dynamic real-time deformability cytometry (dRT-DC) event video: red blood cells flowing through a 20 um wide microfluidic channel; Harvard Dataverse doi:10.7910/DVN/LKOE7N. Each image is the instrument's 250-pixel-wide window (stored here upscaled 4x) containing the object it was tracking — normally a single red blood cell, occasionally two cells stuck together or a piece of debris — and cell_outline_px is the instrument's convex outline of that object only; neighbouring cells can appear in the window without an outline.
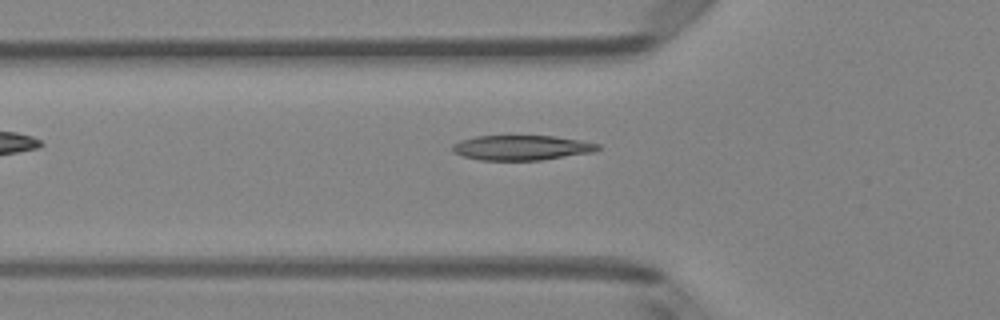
{"species": "Egyptian fruit bat (a non-hibernating species)", "species_latin": "Rousettus aegyptiacus", "temperature_condition": "room temperature", "stored_images_in_passage": 34, "camera_frame_rate_fps": 3000, "um_per_image_px": 0.085, "animal": {"sex": "female"}, "frame": {"image": 1, "passage_image": 2, "time_ms": 0.333, "image_size_px": [1000, 320], "cell_outline_px": [[600, 148], [596, 152], [540, 160], [480, 160], [464, 156], [456, 152], [452, 148], [452, 144], [460, 140], [476, 136], [556, 136], [580, 140], [600, 144]], "centroid_in_image_um": [44.38, 12.55], "position_along_channel_um": 81.4, "area_um2": 21.1}}
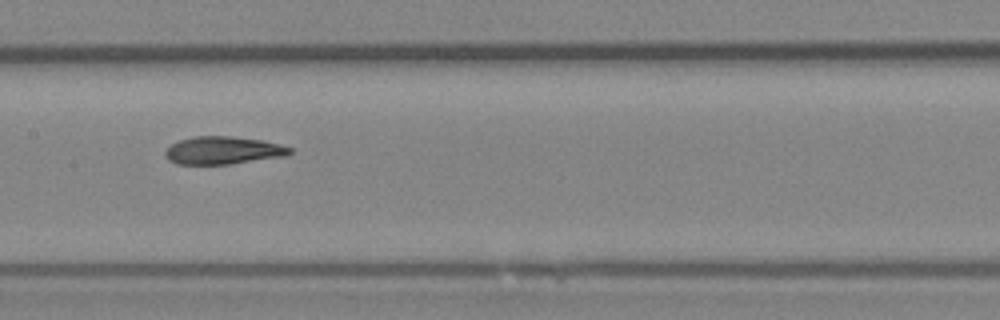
{"frame": {"image": 2, "passage_image": 10, "time_ms": 3.0, "image_size_px": [1000, 320], "cell_outline_px": [[292, 152], [288, 156], [228, 164], [176, 164], [168, 160], [164, 156], [164, 152], [172, 144], [180, 140], [192, 136], [228, 136], [264, 140], [280, 144], [292, 148]], "centroid_in_image_um": [18.98, 12.78], "position_along_channel_um": 188.4, "area_um2": 20.29}}
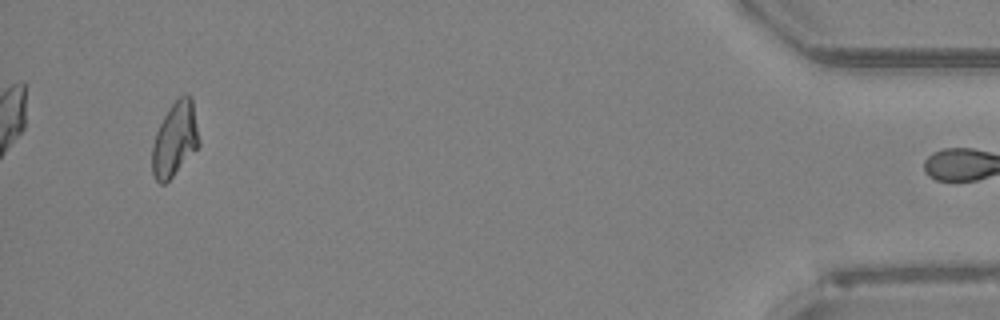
{"frame": {"image": 3, "passage_image": 33, "time_ms": 10.667, "image_size_px": [1000, 320], "cell_outline_px": [[200, 144], [172, 176], [164, 184], [160, 184], [156, 180], [152, 172], [152, 144], [156, 132], [168, 108], [184, 92], [188, 92], [192, 96], [200, 140]], "centroid_in_image_um": [14.87, 11.78], "position_along_channel_um": 420.3, "area_um2": 20.29}, "authors_computed_cell_mechanics": {"area_um2": 20.6057, "velocity_mm_per_s": 4.0135, "shape_relaxation_time_tau1_ms": 4.3893, "shape_relaxation_time_tau2_ms": 1.6904, "deformation_change_tau1": 0.1684, "deformation_change_tau2": 0.0773}}